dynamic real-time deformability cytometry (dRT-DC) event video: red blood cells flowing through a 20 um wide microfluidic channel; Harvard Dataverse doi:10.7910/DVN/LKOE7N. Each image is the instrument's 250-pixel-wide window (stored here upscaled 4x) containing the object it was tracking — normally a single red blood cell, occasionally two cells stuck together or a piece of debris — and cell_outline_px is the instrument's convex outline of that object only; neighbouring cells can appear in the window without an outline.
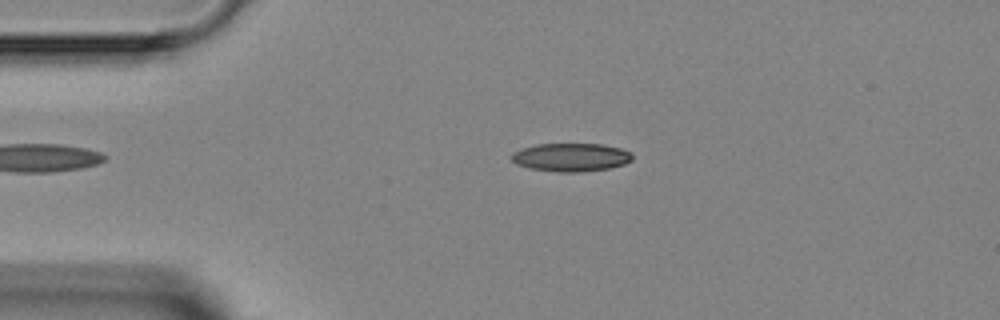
{"species": "Egyptian fruit bat (a non-hibernating species)", "species_latin": "Rousettus aegyptiacus", "temperature_condition": "room temperature", "stored_images_in_passage": 3, "camera_frame_rate_fps": 3000, "um_per_image_px": 0.085, "animal": {"sex": "female"}, "frame": {"image": 1, "passage_image": 3, "time_ms": 2.333, "image_size_px": [1000, 320], "cell_outline_px": [[632, 160], [624, 164], [608, 168], [580, 172], [556, 172], [528, 168], [516, 164], [508, 156], [512, 152], [520, 148], [536, 144], [604, 144], [620, 148], [632, 152]], "centroid_in_image_um": [48.48, 13.36], "position_along_channel_um": 36.5, "area_um2": 20.17}}